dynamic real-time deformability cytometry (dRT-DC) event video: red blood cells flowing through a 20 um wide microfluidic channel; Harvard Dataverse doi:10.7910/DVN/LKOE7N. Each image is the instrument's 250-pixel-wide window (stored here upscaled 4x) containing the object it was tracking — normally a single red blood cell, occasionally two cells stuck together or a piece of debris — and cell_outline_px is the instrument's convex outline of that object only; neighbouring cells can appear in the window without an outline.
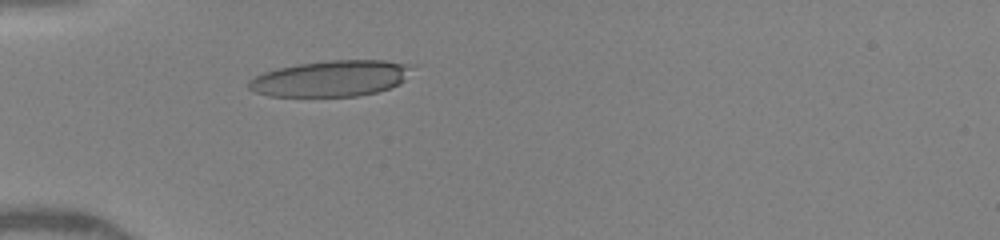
{"species": "human", "species_latin": "Homo sapiens", "temperature_condition": "warm", "stored_images_in_passage": 16, "camera_frame_rate_fps": 3000, "um_per_image_px": 0.085, "donor": {"sex": "female"}, "frame": {"image": 1, "passage_image": 10, "time_ms": 4.0, "image_size_px": [1000, 240], "cell_outline_px": [[420, 64], [400, 84], [376, 92], [356, 96], [268, 96], [252, 92], [248, 88], [248, 80], [264, 72], [276, 68], [296, 64], [328, 60], [384, 60]], "centroid_in_image_um": [28.19, 6.65], "position_along_channel_um": 56.8, "area_um2": 34.91}}
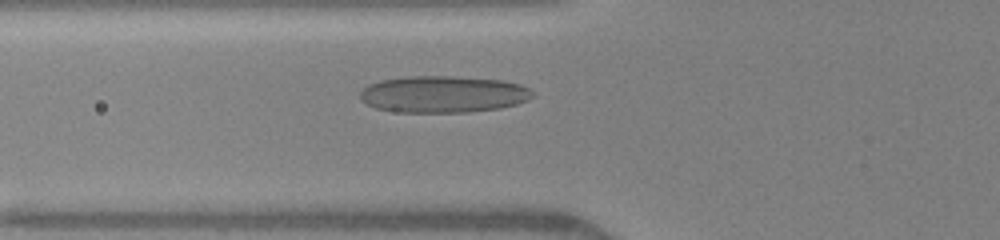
{"frame": {"image": 2, "passage_image": 12, "time_ms": 5.0, "image_size_px": [1000, 240], "cell_outline_px": [[536, 96], [528, 100], [516, 104], [500, 108], [468, 112], [400, 112], [376, 108], [360, 100], [360, 92], [368, 84], [380, 80], [408, 76], [452, 76], [504, 80], [520, 84], [528, 88]], "centroid_in_image_um": [37.69, 8.0], "position_along_channel_um": 88.1, "area_um2": 37.11}}
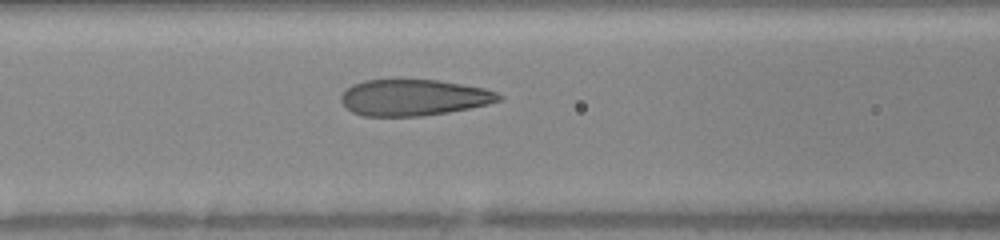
{"frame": {"image": 3, "passage_image": 14, "time_ms": 6.0, "image_size_px": [1000, 240], "cell_outline_px": [[504, 100], [488, 104], [448, 112], [420, 116], [364, 116], [352, 112], [340, 100], [340, 96], [352, 84], [364, 80], [436, 80], [484, 88], [496, 92], [504, 96]], "centroid_in_image_um": [35.18, 8.29], "position_along_channel_um": 131.4, "area_um2": 33.18}}